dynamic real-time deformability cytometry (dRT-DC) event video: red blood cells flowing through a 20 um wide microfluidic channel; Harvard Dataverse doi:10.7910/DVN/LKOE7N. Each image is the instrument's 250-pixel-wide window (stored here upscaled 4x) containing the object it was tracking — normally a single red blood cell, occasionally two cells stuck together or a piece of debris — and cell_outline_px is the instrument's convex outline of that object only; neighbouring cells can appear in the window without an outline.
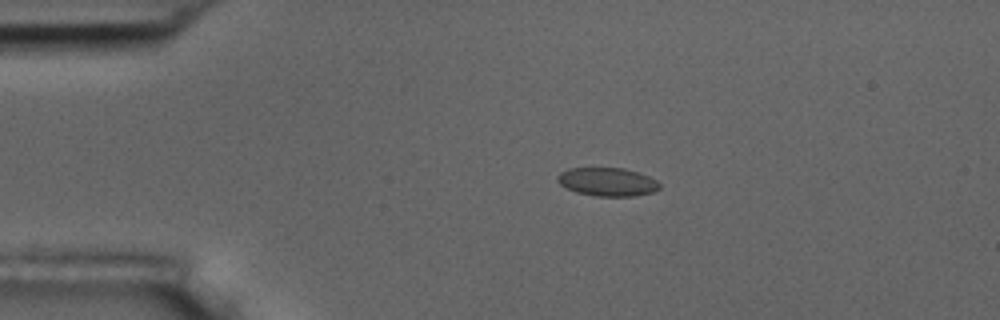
{"species": "common noctule bat (a hibernating species)", "species_latin": "Nyctalus noctula", "temperature_condition": "room temperature", "stored_images_in_passage": 5, "camera_frame_rate_fps": 3000, "um_per_image_px": 0.085, "animal": {"sex": "male", "body_mass_g": 17.5, "forearm_length_mm": 52.3}, "frame": {"image": 1, "passage_image": 2, "time_ms": 1.333, "image_size_px": [1000, 320], "cell_outline_px": [[660, 188], [652, 192], [636, 196], [596, 196], [576, 192], [560, 184], [556, 180], [556, 176], [560, 172], [568, 168], [624, 168], [648, 176], [656, 180], [660, 184]], "centroid_in_image_um": [51.61, 15.46], "position_along_channel_um": 33.4, "area_um2": 16.88}}
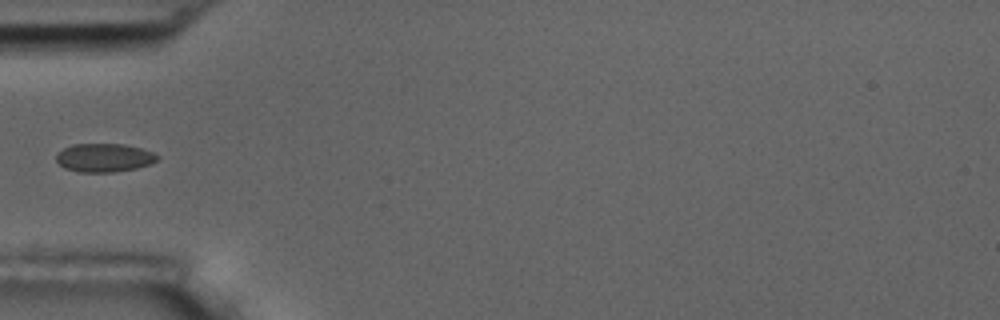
{"frame": {"image": 2, "passage_image": 4, "time_ms": 3.667, "image_size_px": [1000, 320], "cell_outline_px": [[160, 156], [156, 160], [148, 164], [136, 168], [116, 172], [80, 172], [64, 168], [56, 160], [56, 152], [72, 144], [124, 144], [140, 148], [152, 152]], "centroid_in_image_um": [8.82, 13.4], "position_along_channel_um": 76.2, "area_um2": 16.76}}